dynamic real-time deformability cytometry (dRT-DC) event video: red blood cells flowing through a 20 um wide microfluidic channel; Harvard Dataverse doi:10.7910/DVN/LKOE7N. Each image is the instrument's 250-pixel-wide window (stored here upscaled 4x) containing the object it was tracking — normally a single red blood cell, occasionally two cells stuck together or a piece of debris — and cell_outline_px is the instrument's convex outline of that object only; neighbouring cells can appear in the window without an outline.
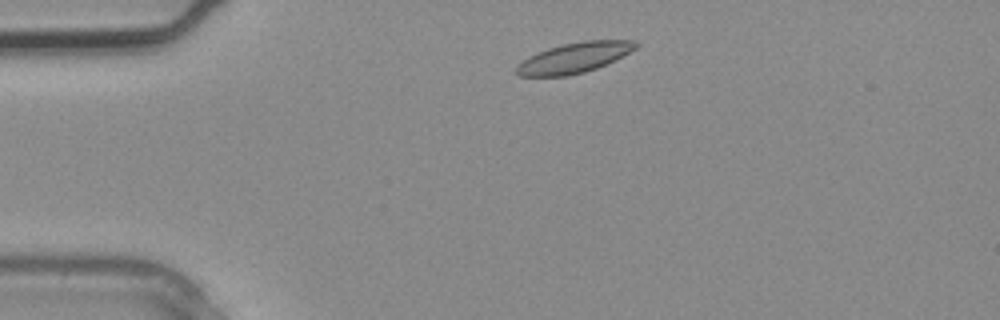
{"species": "common noctule bat (a hibernating species)", "species_latin": "Nyctalus noctula", "temperature_condition": "warm", "stored_images_in_passage": 4, "camera_frame_rate_fps": 3000, "um_per_image_px": 0.085, "animal": {"sex": "male", "body_mass_g": 20.4}, "frame": {"image": 1, "passage_image": 4, "time_ms": 1.0, "image_size_px": [1000, 320], "cell_outline_px": [[640, 44], [636, 48], [596, 68], [584, 72], [568, 76], [520, 76], [516, 72], [516, 68], [524, 60], [548, 48], [564, 44], [584, 40], [636, 40]], "centroid_in_image_um": [48.84, 4.9], "position_along_channel_um": 36.2, "area_um2": 20.52}}